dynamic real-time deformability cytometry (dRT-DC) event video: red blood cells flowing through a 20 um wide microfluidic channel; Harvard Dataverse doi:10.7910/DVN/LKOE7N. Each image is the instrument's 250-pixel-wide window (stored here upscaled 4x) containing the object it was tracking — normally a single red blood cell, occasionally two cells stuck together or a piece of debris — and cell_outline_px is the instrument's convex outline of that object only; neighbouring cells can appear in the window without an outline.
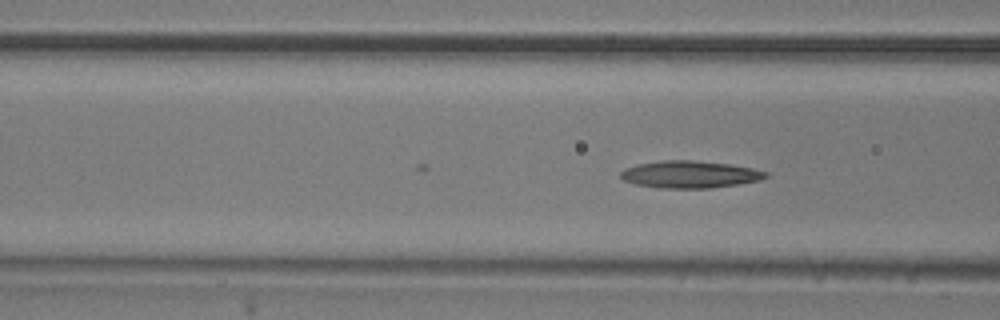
{"species": "common noctule bat (a hibernating species)", "species_latin": "Nyctalus noctula", "temperature_condition": "room temperature", "stored_images_in_passage": 19, "camera_frame_rate_fps": 3000, "um_per_image_px": 0.085, "animal": {"sex": "male", "body_mass_g": 20.5, "forearm_length_mm": 52.5}, "frame": {"image": 1, "passage_image": 19, "time_ms": 6.0, "image_size_px": [1000, 320], "cell_outline_px": [[768, 176], [760, 180], [736, 184], [708, 188], [660, 188], [636, 184], [624, 180], [620, 176], [620, 172], [624, 168], [636, 164], [660, 160], [692, 160], [728, 164], [752, 168], [768, 172]], "centroid_in_image_um": [58.6, 14.81], "position_along_channel_um": 108.0, "area_um2": 22.89}}